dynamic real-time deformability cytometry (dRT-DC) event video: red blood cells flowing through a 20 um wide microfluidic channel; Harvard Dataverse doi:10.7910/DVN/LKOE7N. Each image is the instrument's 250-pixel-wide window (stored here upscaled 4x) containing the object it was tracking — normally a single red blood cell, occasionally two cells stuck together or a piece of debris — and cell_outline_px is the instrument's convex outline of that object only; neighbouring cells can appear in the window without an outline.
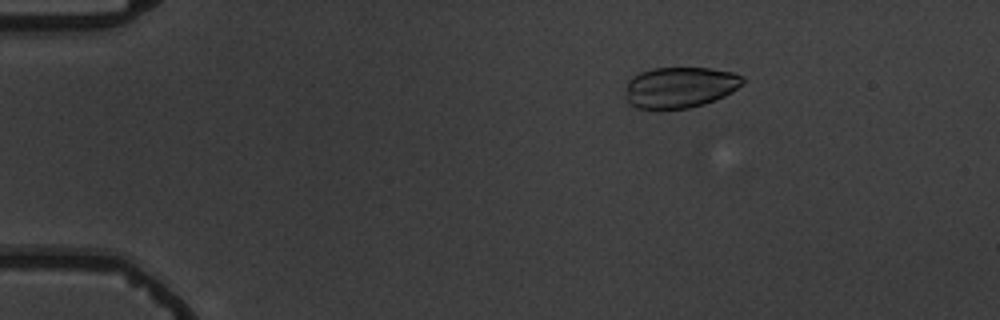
{"species": "common noctule bat (a hibernating species)", "species_latin": "Nyctalus noctula", "temperature_condition": "warm", "stored_images_in_passage": 5, "camera_frame_rate_fps": 3000, "um_per_image_px": 0.085, "animal": {"sex": "male", "body_mass_g": 19.5, "forearm_length_mm": 54.6}, "frame": {"image": 1, "passage_image": 3, "time_ms": 2.333, "image_size_px": [1000, 320], "cell_outline_px": [[744, 84], [732, 92], [716, 100], [704, 104], [688, 108], [636, 108], [628, 104], [624, 96], [628, 80], [632, 76], [640, 72], [652, 68], [708, 68], [732, 72], [744, 76]], "centroid_in_image_um": [57.78, 7.42], "position_along_channel_um": 27.2, "area_um2": 28.21}}